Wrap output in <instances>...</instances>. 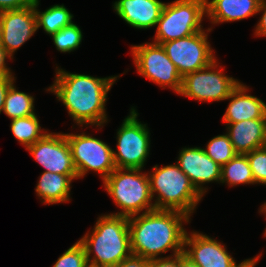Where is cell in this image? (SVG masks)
<instances>
[{
    "instance_id": "cell-1",
    "label": "cell",
    "mask_w": 266,
    "mask_h": 267,
    "mask_svg": "<svg viewBox=\"0 0 266 267\" xmlns=\"http://www.w3.org/2000/svg\"><path fill=\"white\" fill-rule=\"evenodd\" d=\"M117 78L120 75L95 77L71 73L56 66L55 80L46 91L53 93L57 101L62 102L79 128L85 125L86 128L94 126L102 129L109 121L105 107L108 93Z\"/></svg>"
},
{
    "instance_id": "cell-2",
    "label": "cell",
    "mask_w": 266,
    "mask_h": 267,
    "mask_svg": "<svg viewBox=\"0 0 266 267\" xmlns=\"http://www.w3.org/2000/svg\"><path fill=\"white\" fill-rule=\"evenodd\" d=\"M187 214L176 210L154 209L128 217L131 251L133 255L152 260L184 251L187 229L191 221Z\"/></svg>"
},
{
    "instance_id": "cell-3",
    "label": "cell",
    "mask_w": 266,
    "mask_h": 267,
    "mask_svg": "<svg viewBox=\"0 0 266 267\" xmlns=\"http://www.w3.org/2000/svg\"><path fill=\"white\" fill-rule=\"evenodd\" d=\"M89 267H115L132 255L128 217L102 214L79 240Z\"/></svg>"
},
{
    "instance_id": "cell-4",
    "label": "cell",
    "mask_w": 266,
    "mask_h": 267,
    "mask_svg": "<svg viewBox=\"0 0 266 267\" xmlns=\"http://www.w3.org/2000/svg\"><path fill=\"white\" fill-rule=\"evenodd\" d=\"M151 170L147 173L155 209L176 210L191 217L203 196L177 163L161 167L156 164Z\"/></svg>"
},
{
    "instance_id": "cell-5",
    "label": "cell",
    "mask_w": 266,
    "mask_h": 267,
    "mask_svg": "<svg viewBox=\"0 0 266 267\" xmlns=\"http://www.w3.org/2000/svg\"><path fill=\"white\" fill-rule=\"evenodd\" d=\"M107 194L120 212L110 213L131 217L155 209L148 173L143 169H114L103 181Z\"/></svg>"
},
{
    "instance_id": "cell-6",
    "label": "cell",
    "mask_w": 266,
    "mask_h": 267,
    "mask_svg": "<svg viewBox=\"0 0 266 267\" xmlns=\"http://www.w3.org/2000/svg\"><path fill=\"white\" fill-rule=\"evenodd\" d=\"M204 17L205 0H174L165 3L151 42L161 45L202 31Z\"/></svg>"
},
{
    "instance_id": "cell-7",
    "label": "cell",
    "mask_w": 266,
    "mask_h": 267,
    "mask_svg": "<svg viewBox=\"0 0 266 267\" xmlns=\"http://www.w3.org/2000/svg\"><path fill=\"white\" fill-rule=\"evenodd\" d=\"M139 113L132 106L117 129L116 149H113V158L116 168L144 169L150 154L151 139L148 125L138 119Z\"/></svg>"
},
{
    "instance_id": "cell-8",
    "label": "cell",
    "mask_w": 266,
    "mask_h": 267,
    "mask_svg": "<svg viewBox=\"0 0 266 267\" xmlns=\"http://www.w3.org/2000/svg\"><path fill=\"white\" fill-rule=\"evenodd\" d=\"M218 61L183 76L178 94L199 102L225 101L241 81L225 74Z\"/></svg>"
},
{
    "instance_id": "cell-9",
    "label": "cell",
    "mask_w": 266,
    "mask_h": 267,
    "mask_svg": "<svg viewBox=\"0 0 266 267\" xmlns=\"http://www.w3.org/2000/svg\"><path fill=\"white\" fill-rule=\"evenodd\" d=\"M70 147L78 179L89 171L100 175L102 182L116 169L113 149L108 143L95 138L90 133H64Z\"/></svg>"
},
{
    "instance_id": "cell-10",
    "label": "cell",
    "mask_w": 266,
    "mask_h": 267,
    "mask_svg": "<svg viewBox=\"0 0 266 267\" xmlns=\"http://www.w3.org/2000/svg\"><path fill=\"white\" fill-rule=\"evenodd\" d=\"M130 48L134 66L141 77L152 81L162 89L168 87L176 94L180 92L182 77L162 45L146 42L131 45Z\"/></svg>"
},
{
    "instance_id": "cell-11",
    "label": "cell",
    "mask_w": 266,
    "mask_h": 267,
    "mask_svg": "<svg viewBox=\"0 0 266 267\" xmlns=\"http://www.w3.org/2000/svg\"><path fill=\"white\" fill-rule=\"evenodd\" d=\"M210 28L190 36L162 43L181 77L210 65L217 57L208 40Z\"/></svg>"
},
{
    "instance_id": "cell-12",
    "label": "cell",
    "mask_w": 266,
    "mask_h": 267,
    "mask_svg": "<svg viewBox=\"0 0 266 267\" xmlns=\"http://www.w3.org/2000/svg\"><path fill=\"white\" fill-rule=\"evenodd\" d=\"M226 248L216 238L193 230L185 235L183 253L198 267H255L262 256L261 252L255 257L236 263Z\"/></svg>"
},
{
    "instance_id": "cell-13",
    "label": "cell",
    "mask_w": 266,
    "mask_h": 267,
    "mask_svg": "<svg viewBox=\"0 0 266 267\" xmlns=\"http://www.w3.org/2000/svg\"><path fill=\"white\" fill-rule=\"evenodd\" d=\"M44 171L57 174H77L68 140L64 133L48 132L26 148Z\"/></svg>"
},
{
    "instance_id": "cell-14",
    "label": "cell",
    "mask_w": 266,
    "mask_h": 267,
    "mask_svg": "<svg viewBox=\"0 0 266 267\" xmlns=\"http://www.w3.org/2000/svg\"><path fill=\"white\" fill-rule=\"evenodd\" d=\"M1 45L12 57L37 32L36 14L31 6L19 10L0 12Z\"/></svg>"
},
{
    "instance_id": "cell-15",
    "label": "cell",
    "mask_w": 266,
    "mask_h": 267,
    "mask_svg": "<svg viewBox=\"0 0 266 267\" xmlns=\"http://www.w3.org/2000/svg\"><path fill=\"white\" fill-rule=\"evenodd\" d=\"M177 165L187 175L196 190L204 197L212 182L220 184L221 166L215 163L202 147H184L178 152Z\"/></svg>"
},
{
    "instance_id": "cell-16",
    "label": "cell",
    "mask_w": 266,
    "mask_h": 267,
    "mask_svg": "<svg viewBox=\"0 0 266 267\" xmlns=\"http://www.w3.org/2000/svg\"><path fill=\"white\" fill-rule=\"evenodd\" d=\"M164 5L161 0H117L112 6L128 26L146 30L156 26Z\"/></svg>"
},
{
    "instance_id": "cell-17",
    "label": "cell",
    "mask_w": 266,
    "mask_h": 267,
    "mask_svg": "<svg viewBox=\"0 0 266 267\" xmlns=\"http://www.w3.org/2000/svg\"><path fill=\"white\" fill-rule=\"evenodd\" d=\"M249 86L240 82L226 100H229L222 116L223 123H236L250 119H266V103L249 94Z\"/></svg>"
},
{
    "instance_id": "cell-18",
    "label": "cell",
    "mask_w": 266,
    "mask_h": 267,
    "mask_svg": "<svg viewBox=\"0 0 266 267\" xmlns=\"http://www.w3.org/2000/svg\"><path fill=\"white\" fill-rule=\"evenodd\" d=\"M224 124L237 154L245 155L266 146V119H250Z\"/></svg>"
},
{
    "instance_id": "cell-19",
    "label": "cell",
    "mask_w": 266,
    "mask_h": 267,
    "mask_svg": "<svg viewBox=\"0 0 266 267\" xmlns=\"http://www.w3.org/2000/svg\"><path fill=\"white\" fill-rule=\"evenodd\" d=\"M261 0H205L206 17L213 26L258 15Z\"/></svg>"
},
{
    "instance_id": "cell-20",
    "label": "cell",
    "mask_w": 266,
    "mask_h": 267,
    "mask_svg": "<svg viewBox=\"0 0 266 267\" xmlns=\"http://www.w3.org/2000/svg\"><path fill=\"white\" fill-rule=\"evenodd\" d=\"M35 192L42 204L54 205L67 203L72 198V182L78 179L77 174H57L43 171L38 177Z\"/></svg>"
},
{
    "instance_id": "cell-21",
    "label": "cell",
    "mask_w": 266,
    "mask_h": 267,
    "mask_svg": "<svg viewBox=\"0 0 266 267\" xmlns=\"http://www.w3.org/2000/svg\"><path fill=\"white\" fill-rule=\"evenodd\" d=\"M40 0H33V8L36 14L37 30L43 28L44 32L51 36L63 27L70 25L74 15L65 7L64 4H54L43 12L39 8Z\"/></svg>"
},
{
    "instance_id": "cell-22",
    "label": "cell",
    "mask_w": 266,
    "mask_h": 267,
    "mask_svg": "<svg viewBox=\"0 0 266 267\" xmlns=\"http://www.w3.org/2000/svg\"><path fill=\"white\" fill-rule=\"evenodd\" d=\"M220 183L229 187L240 184L254 185V177L246 155L237 154L228 163L221 167Z\"/></svg>"
},
{
    "instance_id": "cell-23",
    "label": "cell",
    "mask_w": 266,
    "mask_h": 267,
    "mask_svg": "<svg viewBox=\"0 0 266 267\" xmlns=\"http://www.w3.org/2000/svg\"><path fill=\"white\" fill-rule=\"evenodd\" d=\"M10 129L25 149L42 139L49 131L41 127L37 114L11 120Z\"/></svg>"
},
{
    "instance_id": "cell-24",
    "label": "cell",
    "mask_w": 266,
    "mask_h": 267,
    "mask_svg": "<svg viewBox=\"0 0 266 267\" xmlns=\"http://www.w3.org/2000/svg\"><path fill=\"white\" fill-rule=\"evenodd\" d=\"M35 97L23 91H19L13 83L5 97L3 113L10 120L34 115L35 113Z\"/></svg>"
},
{
    "instance_id": "cell-25",
    "label": "cell",
    "mask_w": 266,
    "mask_h": 267,
    "mask_svg": "<svg viewBox=\"0 0 266 267\" xmlns=\"http://www.w3.org/2000/svg\"><path fill=\"white\" fill-rule=\"evenodd\" d=\"M205 147L206 154L221 167L237 155L227 133L214 136Z\"/></svg>"
},
{
    "instance_id": "cell-26",
    "label": "cell",
    "mask_w": 266,
    "mask_h": 267,
    "mask_svg": "<svg viewBox=\"0 0 266 267\" xmlns=\"http://www.w3.org/2000/svg\"><path fill=\"white\" fill-rule=\"evenodd\" d=\"M52 41L59 52L70 53L78 49L83 40L81 28L74 22L51 35Z\"/></svg>"
},
{
    "instance_id": "cell-27",
    "label": "cell",
    "mask_w": 266,
    "mask_h": 267,
    "mask_svg": "<svg viewBox=\"0 0 266 267\" xmlns=\"http://www.w3.org/2000/svg\"><path fill=\"white\" fill-rule=\"evenodd\" d=\"M52 267H89L83 245L77 240L59 256Z\"/></svg>"
},
{
    "instance_id": "cell-28",
    "label": "cell",
    "mask_w": 266,
    "mask_h": 267,
    "mask_svg": "<svg viewBox=\"0 0 266 267\" xmlns=\"http://www.w3.org/2000/svg\"><path fill=\"white\" fill-rule=\"evenodd\" d=\"M245 155L249 161L255 184L266 185V146Z\"/></svg>"
},
{
    "instance_id": "cell-29",
    "label": "cell",
    "mask_w": 266,
    "mask_h": 267,
    "mask_svg": "<svg viewBox=\"0 0 266 267\" xmlns=\"http://www.w3.org/2000/svg\"><path fill=\"white\" fill-rule=\"evenodd\" d=\"M258 14L261 16L255 25L254 35L256 37H266V0L260 1Z\"/></svg>"
},
{
    "instance_id": "cell-30",
    "label": "cell",
    "mask_w": 266,
    "mask_h": 267,
    "mask_svg": "<svg viewBox=\"0 0 266 267\" xmlns=\"http://www.w3.org/2000/svg\"><path fill=\"white\" fill-rule=\"evenodd\" d=\"M33 0H0V12L5 10H19L31 6Z\"/></svg>"
},
{
    "instance_id": "cell-31",
    "label": "cell",
    "mask_w": 266,
    "mask_h": 267,
    "mask_svg": "<svg viewBox=\"0 0 266 267\" xmlns=\"http://www.w3.org/2000/svg\"><path fill=\"white\" fill-rule=\"evenodd\" d=\"M148 267H178V254L165 255L163 258L149 260Z\"/></svg>"
},
{
    "instance_id": "cell-32",
    "label": "cell",
    "mask_w": 266,
    "mask_h": 267,
    "mask_svg": "<svg viewBox=\"0 0 266 267\" xmlns=\"http://www.w3.org/2000/svg\"><path fill=\"white\" fill-rule=\"evenodd\" d=\"M13 60L6 50L0 45V78L14 76L11 68L8 66V60Z\"/></svg>"
},
{
    "instance_id": "cell-33",
    "label": "cell",
    "mask_w": 266,
    "mask_h": 267,
    "mask_svg": "<svg viewBox=\"0 0 266 267\" xmlns=\"http://www.w3.org/2000/svg\"><path fill=\"white\" fill-rule=\"evenodd\" d=\"M148 265H149L148 259L132 254L128 258H125L124 260H122L115 267H148Z\"/></svg>"
},
{
    "instance_id": "cell-34",
    "label": "cell",
    "mask_w": 266,
    "mask_h": 267,
    "mask_svg": "<svg viewBox=\"0 0 266 267\" xmlns=\"http://www.w3.org/2000/svg\"><path fill=\"white\" fill-rule=\"evenodd\" d=\"M16 83V76L0 78V114L3 111L6 94L13 83Z\"/></svg>"
},
{
    "instance_id": "cell-35",
    "label": "cell",
    "mask_w": 266,
    "mask_h": 267,
    "mask_svg": "<svg viewBox=\"0 0 266 267\" xmlns=\"http://www.w3.org/2000/svg\"><path fill=\"white\" fill-rule=\"evenodd\" d=\"M178 267H198L187 255L184 253L178 254Z\"/></svg>"
},
{
    "instance_id": "cell-36",
    "label": "cell",
    "mask_w": 266,
    "mask_h": 267,
    "mask_svg": "<svg viewBox=\"0 0 266 267\" xmlns=\"http://www.w3.org/2000/svg\"><path fill=\"white\" fill-rule=\"evenodd\" d=\"M259 213L265 215L264 217H266V202H263V204H261L260 209H259ZM263 236H265V238H266V228H265V231L263 233Z\"/></svg>"
},
{
    "instance_id": "cell-37",
    "label": "cell",
    "mask_w": 266,
    "mask_h": 267,
    "mask_svg": "<svg viewBox=\"0 0 266 267\" xmlns=\"http://www.w3.org/2000/svg\"><path fill=\"white\" fill-rule=\"evenodd\" d=\"M2 37V34H1V22H0V45H1V38Z\"/></svg>"
}]
</instances>
